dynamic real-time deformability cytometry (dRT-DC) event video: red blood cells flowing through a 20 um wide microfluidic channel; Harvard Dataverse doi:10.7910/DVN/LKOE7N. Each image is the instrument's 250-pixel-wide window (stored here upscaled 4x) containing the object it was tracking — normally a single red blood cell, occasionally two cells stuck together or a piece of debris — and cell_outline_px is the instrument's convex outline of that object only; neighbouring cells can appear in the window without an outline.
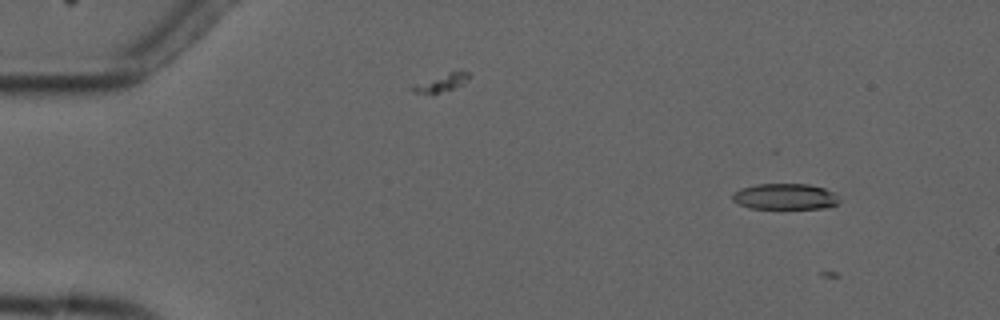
{"species": "common noctule bat (a hibernating species)", "species_latin": "Nyctalus noctula", "temperature_condition": "cold", "stored_images_in_passage": 4, "camera_frame_rate_fps": 3000, "um_per_image_px": 0.085, "animal": {"sex": "male", "forearm_length_mm": 52.5}, "frame": {"image": 1, "passage_image": 1, "time_ms": 0.0, "image_size_px": [1000, 320], "cell_outline_px": [[840, 204], [828, 208], [748, 208], [732, 200], [732, 196], [740, 188], [756, 184], [808, 184], [824, 188], [832, 192], [840, 200]], "centroid_in_image_um": [66.75, 16.71], "position_along_channel_um": 18.2, "area_um2": 16.13}}
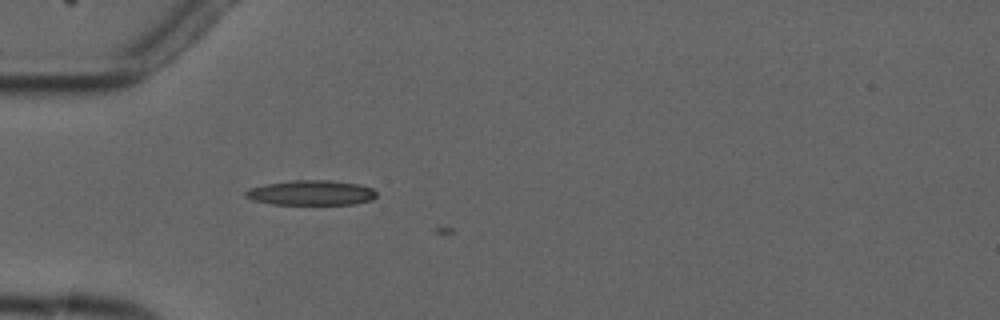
{"frame": {"image": 2, "passage_image": 4, "time_ms": 3.667, "image_size_px": [1000, 320], "cell_outline_px": [[376, 196], [372, 200], [356, 204], [272, 204], [252, 200], [244, 196], [244, 192], [252, 188], [264, 184], [292, 180], [328, 180], [360, 184], [372, 188], [376, 192]], "centroid_in_image_um": [26.46, 16.38], "position_along_channel_um": 58.5, "area_um2": 19.07}}